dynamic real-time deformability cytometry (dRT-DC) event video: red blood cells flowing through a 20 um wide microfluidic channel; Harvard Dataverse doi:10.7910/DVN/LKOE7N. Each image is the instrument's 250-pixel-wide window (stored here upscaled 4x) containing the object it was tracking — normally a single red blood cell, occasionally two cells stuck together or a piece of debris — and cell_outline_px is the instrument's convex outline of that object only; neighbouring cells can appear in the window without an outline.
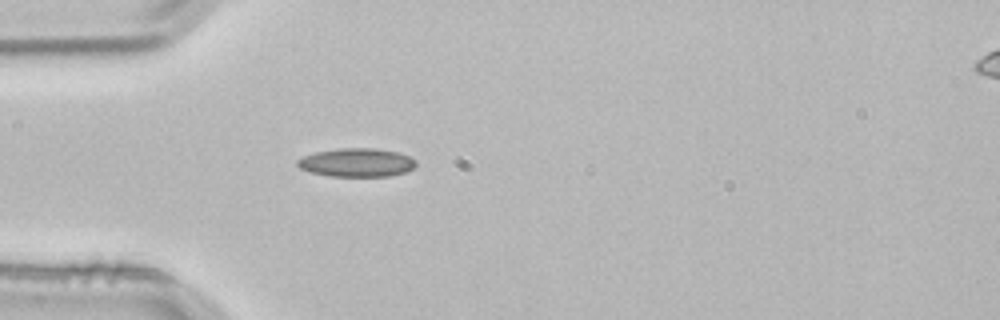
{"species": "common noctule bat (a hibernating species)", "species_latin": "Nyctalus noctula", "temperature_condition": "room temperature", "stored_images_in_passage": 4, "camera_frame_rate_fps": 3000, "um_per_image_px": 0.085, "animal": {"sex": "male", "body_mass_g": 21.5, "forearm_length_mm": 52.0}, "frame": {"image": 1, "passage_image": 4, "time_ms": 1.0, "image_size_px": [1000, 320], "cell_outline_px": [[416, 164], [412, 168], [404, 172], [392, 176], [328, 176], [312, 172], [300, 168], [296, 164], [296, 160], [304, 156], [316, 152], [340, 148], [376, 148], [400, 152], [416, 160]], "centroid_in_image_um": [30.33, 13.81], "position_along_channel_um": 54.7, "area_um2": 19.71}}